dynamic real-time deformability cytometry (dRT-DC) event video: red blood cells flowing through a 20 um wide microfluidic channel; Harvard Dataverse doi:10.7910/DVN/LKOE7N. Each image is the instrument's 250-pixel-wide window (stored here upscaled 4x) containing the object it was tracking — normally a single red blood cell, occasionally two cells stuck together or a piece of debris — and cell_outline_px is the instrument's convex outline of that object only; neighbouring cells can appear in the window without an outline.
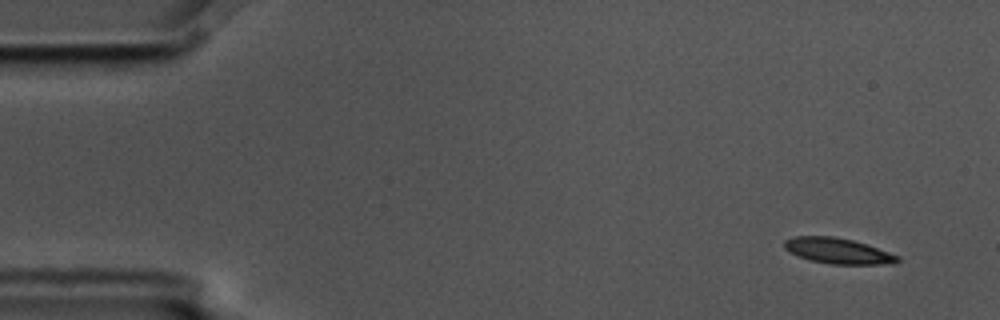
{"species": "common noctule bat (a hibernating species)", "species_latin": "Nyctalus noctula", "temperature_condition": "cold", "stored_images_in_passage": 5, "camera_frame_rate_fps": 3000, "um_per_image_px": 0.085, "animal": {"sex": "male", "body_mass_g": 17.5, "forearm_length_mm": 52.3}, "frame": {"image": 1, "passage_image": 1, "time_ms": 0.0, "image_size_px": [1000, 320], "cell_outline_px": [[900, 260], [896, 264], [832, 264], [812, 260], [800, 256], [784, 248], [784, 240], [796, 236], [832, 236], [852, 240], [900, 256]], "centroid_in_image_um": [71.25, 21.32], "position_along_channel_um": 13.7, "area_um2": 16.59}}
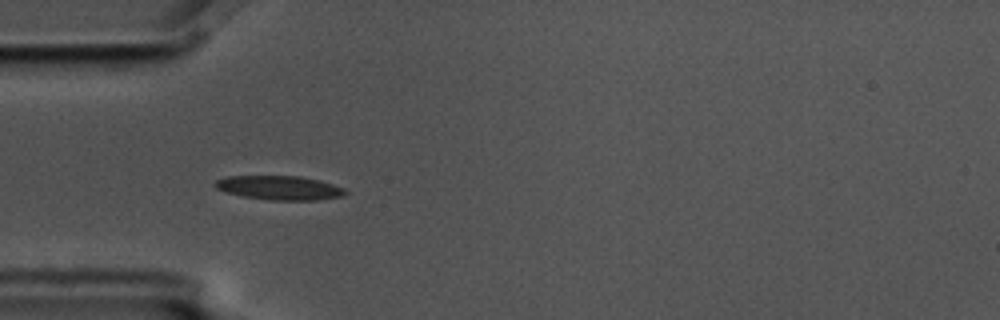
{"frame": {"image": 2, "passage_image": 4, "time_ms": 1.0, "image_size_px": [1000, 320], "cell_outline_px": [[348, 192], [344, 196], [316, 200], [268, 200], [244, 196], [224, 192], [216, 188], [212, 184], [216, 180], [228, 176], [300, 176], [320, 180], [344, 188]], "centroid_in_image_um": [23.75, 15.96], "position_along_channel_um": 61.3, "area_um2": 18.38}}